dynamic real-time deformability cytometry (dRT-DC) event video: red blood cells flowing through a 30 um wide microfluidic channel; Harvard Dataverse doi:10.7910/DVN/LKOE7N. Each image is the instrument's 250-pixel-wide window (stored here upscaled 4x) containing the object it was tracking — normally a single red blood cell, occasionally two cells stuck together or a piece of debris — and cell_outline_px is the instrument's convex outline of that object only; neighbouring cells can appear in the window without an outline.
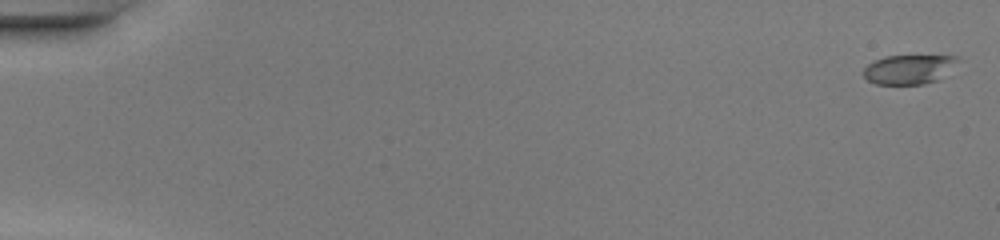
{"species": "common noctule bat (a hibernating species)", "species_latin": "Nyctalus noctula", "temperature_condition": "warm", "stored_images_in_passage": 49, "camera_frame_rate_fps": 3000, "um_per_image_px": 0.085, "animal": {"sex": "female", "body_mass_g": 20.0, "forearm_length_mm": 54.0}, "frame": {"image": 1, "passage_image": 1, "time_ms": 0.0, "image_size_px": [1000, 240], "cell_outline_px": [[964, 60], [936, 80], [924, 84], [876, 84], [868, 80], [864, 76], [864, 68], [868, 64], [884, 56], [960, 56]], "centroid_in_image_um": [77.31, 5.88], "position_along_channel_um": 7.7, "area_um2": 16.13}}
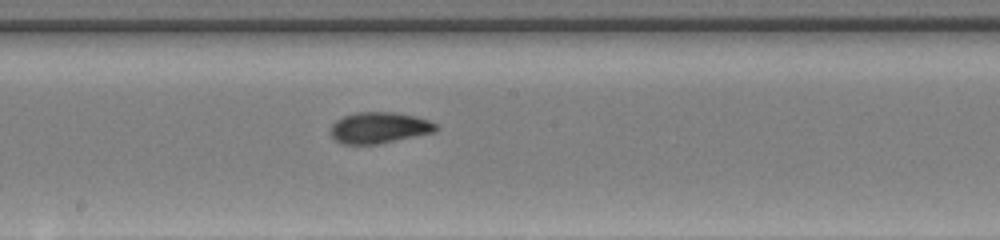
{"frame": {"image": 2, "passage_image": 28, "time_ms": 9.0, "image_size_px": [1000, 240], "cell_outline_px": [[440, 128], [436, 132], [380, 144], [344, 144], [336, 140], [328, 132], [332, 124], [336, 120], [344, 116], [356, 112], [396, 112], [416, 116], [428, 120], [436, 124]], "centroid_in_image_um": [32.25, 10.86], "position_along_channel_um": 216.0, "area_um2": 19.42}}
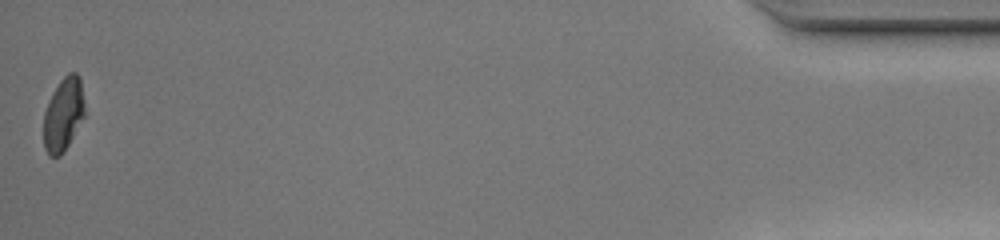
{"frame": {"image": 3, "passage_image": 49, "time_ms": 16.0, "image_size_px": [1000, 240], "cell_outline_px": [[84, 116], [64, 152], [60, 156], [48, 156], [44, 148], [44, 112], [48, 100], [60, 80], [68, 72], [76, 72], [80, 76], [84, 100]], "centroid_in_image_um": [5.38, 9.71], "position_along_channel_um": 429.8, "area_um2": 17.63}, "authors_computed_cell_mechanics": {"area_um2": 18.5538, "velocity_mm_per_s": 4.3052, "shape_relaxation_time_tau1_ms": 6.1908, "shape_relaxation_time_tau2_ms": 1.4331, "deformation_change_tau1": 0.2047, "deformation_change_tau2": 0.0528}}